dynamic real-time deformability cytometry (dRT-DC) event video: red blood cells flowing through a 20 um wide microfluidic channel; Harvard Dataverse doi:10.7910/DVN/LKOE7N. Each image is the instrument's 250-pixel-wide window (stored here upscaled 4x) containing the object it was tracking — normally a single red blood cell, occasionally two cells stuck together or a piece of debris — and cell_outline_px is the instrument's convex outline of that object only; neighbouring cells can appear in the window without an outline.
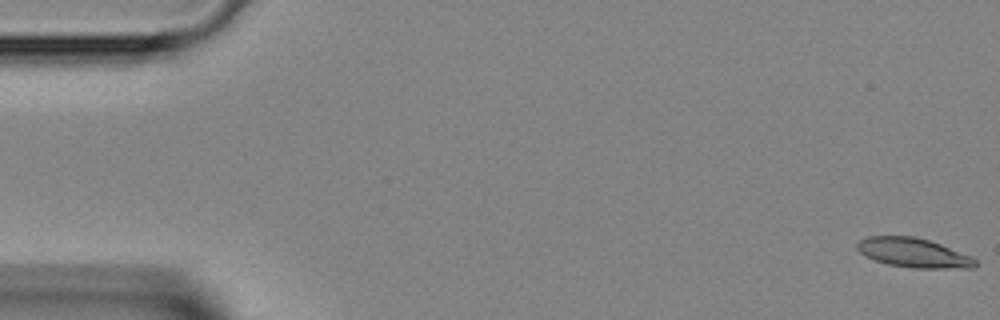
{"species": "Egyptian fruit bat (a non-hibernating species)", "species_latin": "Rousettus aegyptiacus", "temperature_condition": "room temperature", "stored_images_in_passage": 10, "camera_frame_rate_fps": 3000, "um_per_image_px": 0.085, "animal": {"sex": "female"}, "frame": {"image": 1, "passage_image": 1, "time_ms": 0.0, "image_size_px": [1000, 320], "cell_outline_px": [[976, 264], [972, 268], [912, 268], [888, 264], [864, 256], [856, 248], [856, 244], [860, 240], [868, 236], [916, 236], [940, 244], [972, 256], [976, 260]], "centroid_in_image_um": [77.63, 21.48], "position_along_channel_um": 7.4, "area_um2": 20.17}}
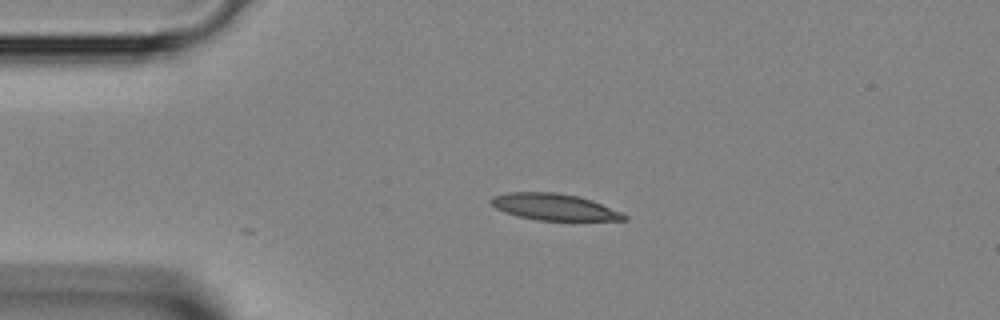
{"frame": {"image": 2, "passage_image": 10, "time_ms": 3.0, "image_size_px": [1000, 320], "cell_outline_px": [[628, 220], [536, 220], [516, 216], [504, 212], [496, 208], [488, 200], [492, 196], [508, 192], [556, 192], [576, 196], [592, 200], [620, 212], [628, 216]], "centroid_in_image_um": [47.05, 17.59], "position_along_channel_um": 37.9, "area_um2": 20.52}}